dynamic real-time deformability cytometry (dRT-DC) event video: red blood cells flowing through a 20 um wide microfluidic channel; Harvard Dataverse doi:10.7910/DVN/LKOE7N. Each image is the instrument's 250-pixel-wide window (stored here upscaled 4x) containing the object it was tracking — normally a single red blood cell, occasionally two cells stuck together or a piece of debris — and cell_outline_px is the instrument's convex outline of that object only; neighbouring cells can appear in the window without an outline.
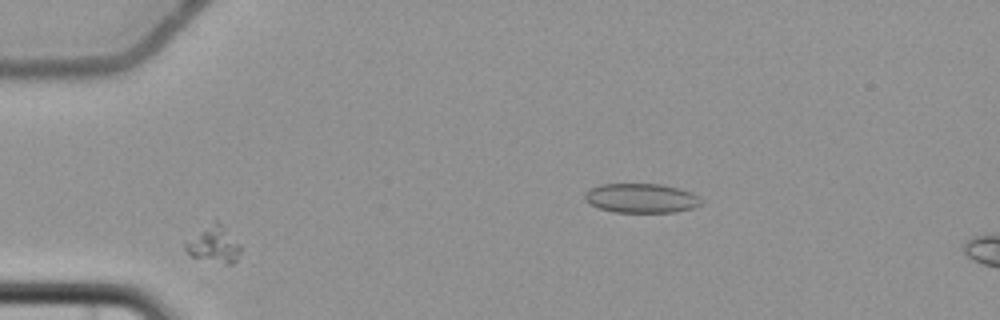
{"species": "common noctule bat (a hibernating species)", "species_latin": "Nyctalus noctula", "temperature_condition": "cold", "stored_images_in_passage": 4, "segment_of_instrument_passage": [1, 2], "camera_frame_rate_fps": 3000, "um_per_image_px": 0.085, "animal": {"sex": "female", "body_mass_g": 22.7, "forearm_length_mm": 54.2}, "frame": {"image": 1, "passage_image": 2, "time_ms": 2.0, "image_size_px": [1000, 320], "cell_outline_px": [[240, 252], [236, 260], [232, 264], [224, 264], [192, 256], [184, 248], [184, 240], [212, 220], [216, 220], [240, 244]], "centroid_in_image_um": [18.12, 20.76], "position_along_channel_um": 66.9, "area_um2": 11.79}}
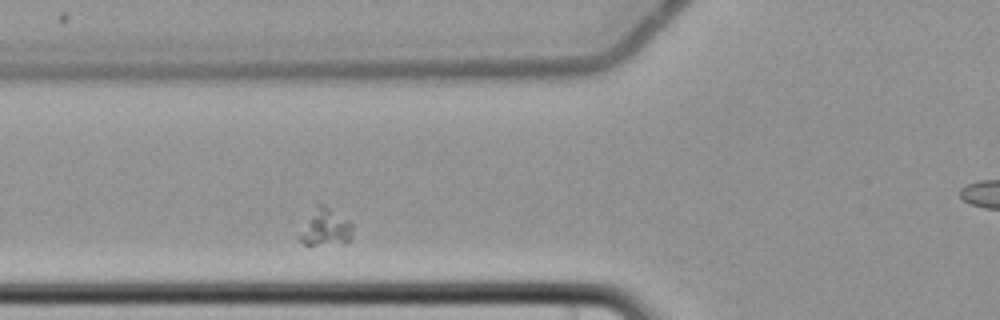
{"frame": {"image": 2, "passage_image": 3, "time_ms": 3.0, "image_size_px": [1000, 320], "cell_outline_px": [[352, 236], [348, 240], [312, 244], [304, 244], [296, 236], [316, 204], [324, 204], [348, 220], [352, 224]], "centroid_in_image_um": [27.61, 19.28], "position_along_channel_um": 98.2, "area_um2": 11.04}}